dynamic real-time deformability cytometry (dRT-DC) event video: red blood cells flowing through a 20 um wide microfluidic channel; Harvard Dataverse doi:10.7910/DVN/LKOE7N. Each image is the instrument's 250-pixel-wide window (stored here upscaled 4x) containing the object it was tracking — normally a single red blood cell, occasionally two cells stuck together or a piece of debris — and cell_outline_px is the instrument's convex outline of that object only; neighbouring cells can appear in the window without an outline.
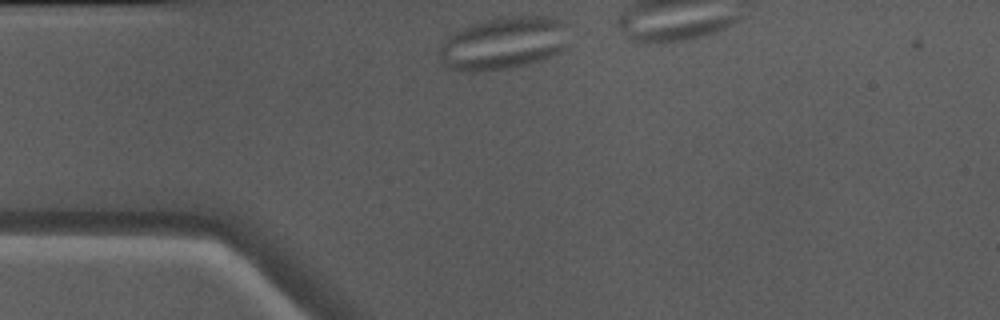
{"species": "Egyptian fruit bat (a non-hibernating species)", "species_latin": "Rousettus aegyptiacus", "temperature_condition": "warm", "stored_images_in_passage": 22, "camera_frame_rate_fps": 3000, "um_per_image_px": 0.085, "animal": {"sex": "male"}, "frame": {"image": 1, "passage_image": 1, "time_ms": 0.0, "image_size_px": [1000, 320], "cell_outline_px": [[564, 48], [560, 52], [540, 60], [528, 64], [508, 68], [476, 72], [448, 68], [440, 56], [440, 48], [452, 32], [460, 28], [496, 16], [528, 12], [548, 16], [564, 20]], "centroid_in_image_um": [42.81, 3.61], "position_along_channel_um": 42.2, "area_um2": 40.11}}
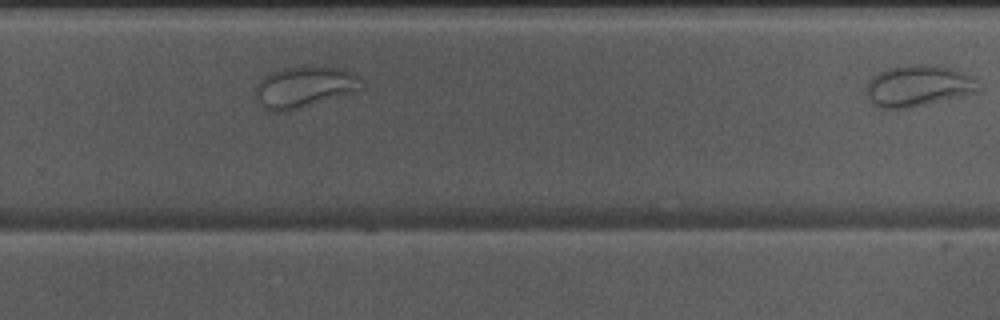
{"frame": {"image": 2, "passage_image": 22, "time_ms": 7.0, "image_size_px": [1000, 320], "cell_outline_px": [[976, 92], [964, 96], [908, 108], [884, 108], [872, 104], [864, 92], [864, 88], [872, 76], [876, 72], [888, 68], [908, 64], [936, 64], [960, 72], [968, 76], [972, 80], [976, 88]], "centroid_in_image_um": [77.92, 7.29], "position_along_channel_um": 251.9, "area_um2": 26.82}}